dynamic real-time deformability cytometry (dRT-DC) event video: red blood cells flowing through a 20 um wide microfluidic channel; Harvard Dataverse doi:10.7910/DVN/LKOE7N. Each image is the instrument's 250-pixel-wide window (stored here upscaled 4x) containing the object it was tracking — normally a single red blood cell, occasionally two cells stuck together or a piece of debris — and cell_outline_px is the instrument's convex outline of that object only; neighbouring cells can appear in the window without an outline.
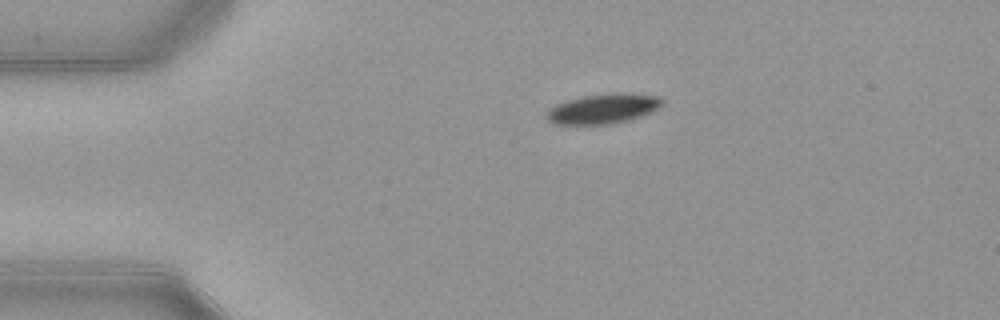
{"species": "common noctule bat (a hibernating species)", "species_latin": "Nyctalus noctula", "temperature_condition": "warm", "stored_images_in_passage": 43, "camera_frame_rate_fps": 3000, "um_per_image_px": 0.085, "animal": {"sex": "female", "body_mass_g": 21.9}, "frame": {"image": 1, "passage_image": 1, "time_ms": 0.0, "image_size_px": [1000, 320], "cell_outline_px": [[660, 108], [640, 116], [628, 120], [612, 124], [552, 124], [548, 120], [548, 112], [556, 104], [568, 100], [584, 96], [612, 92], [624, 92], [660, 96]], "centroid_in_image_um": [51.29, 9.23], "position_along_channel_um": 33.7, "area_um2": 19.94}}
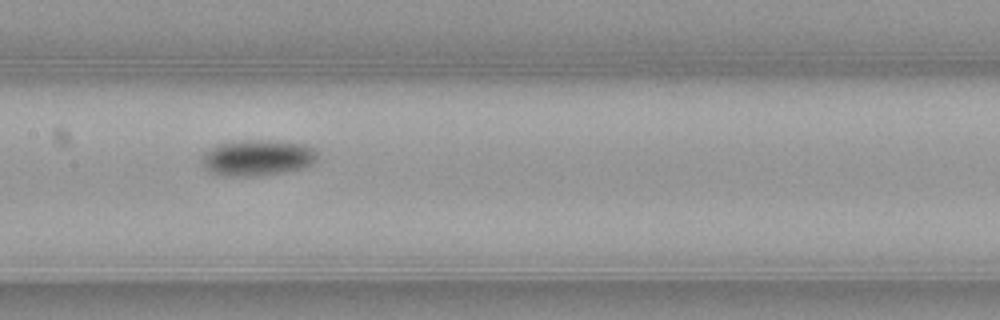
{"frame": {"image": 2, "passage_image": 16, "time_ms": 5.0, "image_size_px": [1000, 320], "cell_outline_px": [[320, 156], [312, 164], [304, 168], [284, 172], [260, 176], [220, 176], [204, 168], [200, 160], [204, 152], [216, 144], [240, 140], [276, 140], [308, 144], [316, 148]], "centroid_in_image_um": [21.92, 13.4], "position_along_channel_um": 185.5, "area_um2": 25.03}}
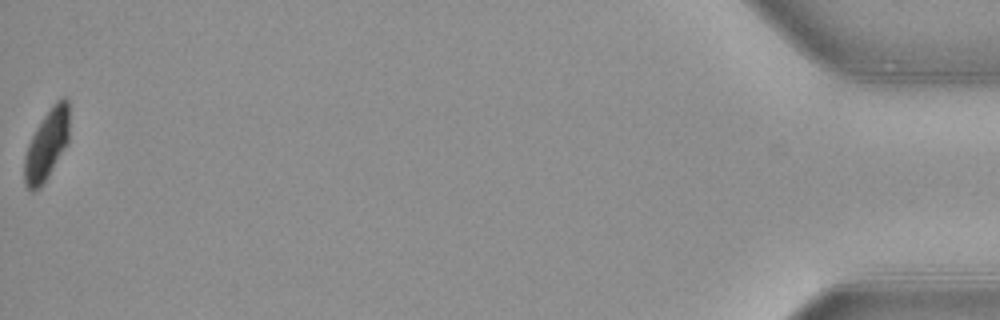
{"frame": {"image": 3, "passage_image": 43, "time_ms": 14.0, "image_size_px": [1000, 320], "cell_outline_px": [[68, 140], [48, 176], [40, 188], [32, 192], [24, 184], [24, 156], [28, 144], [36, 128], [52, 104], [60, 96], [68, 96]], "centroid_in_image_um": [3.95, 12.27], "position_along_channel_um": 431.2, "area_um2": 18.26}, "authors_computed_cell_mechanics": {"area_um2": 21.4438, "velocity_mm_per_s": 3.9003, "shape_relaxation_time_tau1_ms": 2.6625, "shape_relaxation_time_tau2_ms": null, "deformation_change_tau1": 0.1055, "deformation_change_tau2": null}}